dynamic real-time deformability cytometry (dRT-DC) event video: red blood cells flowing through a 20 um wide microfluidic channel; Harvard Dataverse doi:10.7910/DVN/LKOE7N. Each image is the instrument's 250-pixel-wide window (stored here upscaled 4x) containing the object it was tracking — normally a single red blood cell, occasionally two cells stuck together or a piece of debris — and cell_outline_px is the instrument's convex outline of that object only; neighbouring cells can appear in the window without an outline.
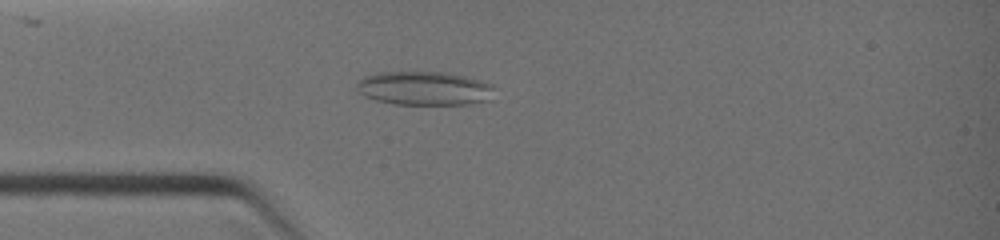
{"species": "common noctule bat (a hibernating species)", "species_latin": "Nyctalus noctula", "temperature_condition": "warm", "stored_images_in_passage": 28, "camera_frame_rate_fps": 3000, "um_per_image_px": 0.085, "animal": {"sex": "female", "body_mass_g": 19.0, "forearm_length_mm": 51.5}, "frame": {"image": 1, "passage_image": 13, "time_ms": 3.0, "image_size_px": [1000, 240], "cell_outline_px": [[492, 88], [488, 100], [468, 104], [392, 104], [376, 100], [364, 96], [356, 88], [356, 84], [364, 76], [376, 72], [448, 72], [480, 80], [492, 84]], "centroid_in_image_um": [36.01, 7.5], "position_along_channel_um": 49.0, "area_um2": 26.99}}
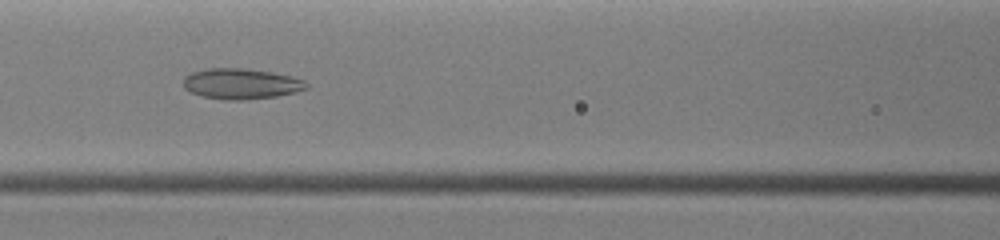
{"frame": {"image": 2, "passage_image": 21, "time_ms": 5.0, "image_size_px": [1000, 240], "cell_outline_px": [[308, 88], [296, 92], [276, 96], [248, 100], [224, 100], [204, 96], [192, 92], [184, 88], [184, 76], [192, 72], [208, 68], [244, 68], [272, 72], [292, 76], [304, 80], [308, 84]], "centroid_in_image_um": [20.52, 7.12], "position_along_channel_um": 146.1, "area_um2": 22.02}}
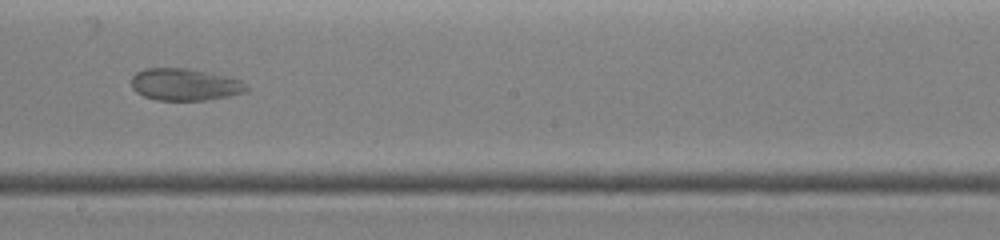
{"frame": {"image": 3, "passage_image": 24, "time_ms": 6.667, "image_size_px": [1000, 240], "cell_outline_px": [[248, 92], [208, 100], [156, 100], [144, 96], [136, 92], [132, 88], [132, 76], [136, 72], [144, 68], [188, 68], [212, 72], [244, 80], [248, 88]], "centroid_in_image_um": [15.76, 7.17], "position_along_channel_um": 232.4, "area_um2": 21.91}}